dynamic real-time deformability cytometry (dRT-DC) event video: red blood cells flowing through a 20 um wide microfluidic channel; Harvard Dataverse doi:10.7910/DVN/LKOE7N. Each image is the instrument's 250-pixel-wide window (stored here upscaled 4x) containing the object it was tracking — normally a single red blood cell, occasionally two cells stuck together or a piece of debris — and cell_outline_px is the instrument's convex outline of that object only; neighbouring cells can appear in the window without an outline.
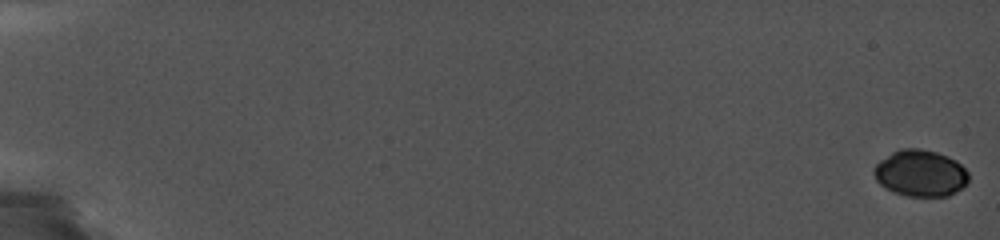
{"species": "common noctule bat (a hibernating species)", "species_latin": "Nyctalus noctula", "temperature_condition": "cold", "stored_images_in_passage": 18, "camera_frame_rate_fps": 5000, "um_per_image_px": 0.085, "animal": {"sex": "female", "body_mass_g": 19.0, "forearm_length_mm": 56.7}, "frame": {"image": 1, "passage_image": 1, "time_ms": 0.0, "image_size_px": [1000, 240], "cell_outline_px": [[968, 184], [956, 192], [948, 196], [908, 196], [892, 192], [880, 184], [876, 180], [872, 172], [876, 164], [880, 160], [892, 152], [900, 148], [920, 148], [936, 152], [948, 156], [956, 160], [968, 172]], "centroid_in_image_um": [78.24, 14.72], "position_along_channel_um": 6.8, "area_um2": 25.89}}
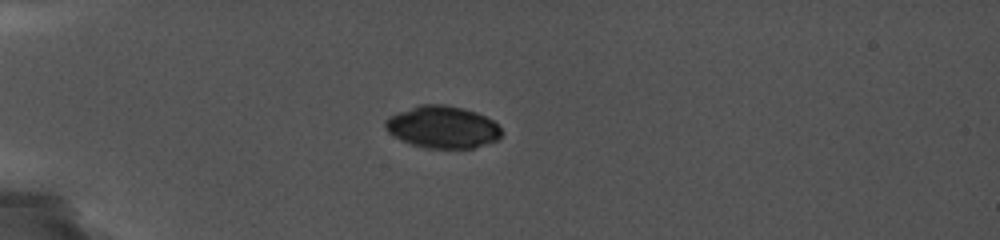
{"frame": {"image": 2, "passage_image": 10, "time_ms": 5.8, "image_size_px": [1000, 240], "cell_outline_px": [[504, 132], [496, 140], [472, 148], [424, 148], [400, 140], [388, 132], [384, 128], [384, 120], [388, 116], [420, 104], [444, 104], [464, 108], [476, 112], [492, 120]], "centroid_in_image_um": [37.58, 10.79], "position_along_channel_um": 47.4, "area_um2": 28.61}}